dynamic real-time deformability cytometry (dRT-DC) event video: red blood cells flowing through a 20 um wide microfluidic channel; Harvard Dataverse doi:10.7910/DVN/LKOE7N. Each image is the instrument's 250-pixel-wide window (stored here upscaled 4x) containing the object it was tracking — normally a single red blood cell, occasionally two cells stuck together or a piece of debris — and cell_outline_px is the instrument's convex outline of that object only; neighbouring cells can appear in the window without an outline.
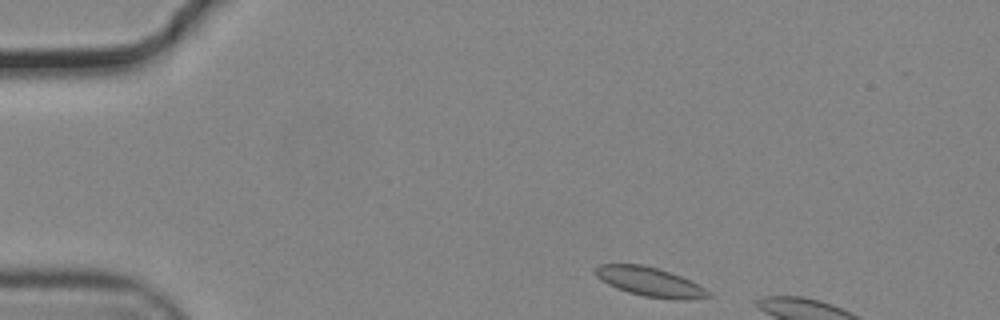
{"species": "common noctule bat (a hibernating species)", "species_latin": "Nyctalus noctula", "temperature_condition": "cold", "stored_images_in_passage": 6, "camera_frame_rate_fps": 3000, "um_per_image_px": 0.085, "animal": {"sex": "male", "body_mass_g": 19.2, "forearm_length_mm": 51.8}, "frame": {"image": 1, "passage_image": 1, "time_ms": 0.0, "image_size_px": [1000, 320], "cell_outline_px": [[712, 296], [688, 300], [680, 300], [644, 296], [628, 292], [608, 284], [596, 276], [596, 268], [600, 264], [644, 264], [680, 276], [704, 288]], "centroid_in_image_um": [55.23, 23.96], "position_along_channel_um": 29.8, "area_um2": 18.79}}